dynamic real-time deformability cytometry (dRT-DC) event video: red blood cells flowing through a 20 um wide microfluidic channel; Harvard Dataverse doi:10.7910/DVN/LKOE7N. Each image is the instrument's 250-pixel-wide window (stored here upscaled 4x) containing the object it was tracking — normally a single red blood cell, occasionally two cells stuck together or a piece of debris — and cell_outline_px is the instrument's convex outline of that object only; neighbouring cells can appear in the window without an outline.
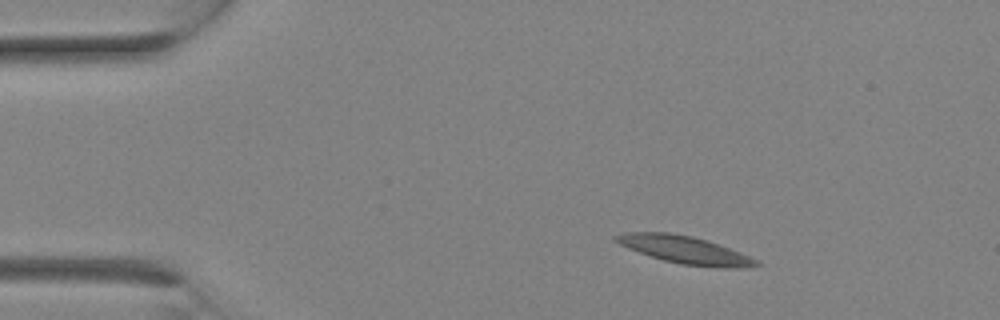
{"species": "Egyptian fruit bat (a non-hibernating species)", "species_latin": "Rousettus aegyptiacus", "temperature_condition": "room temperature", "stored_images_in_passage": 10, "camera_frame_rate_fps": 3000, "um_per_image_px": 0.085, "animal": {"sex": "female"}, "frame": {"image": 1, "passage_image": 1, "time_ms": 0.0, "image_size_px": [1000, 320], "cell_outline_px": [[760, 264], [744, 268], [724, 268], [680, 264], [664, 260], [628, 248], [612, 240], [612, 236], [624, 232], [668, 232], [692, 236], [740, 252], [760, 260]], "centroid_in_image_um": [58.2, 21.23], "position_along_channel_um": 26.8, "area_um2": 22.37}}
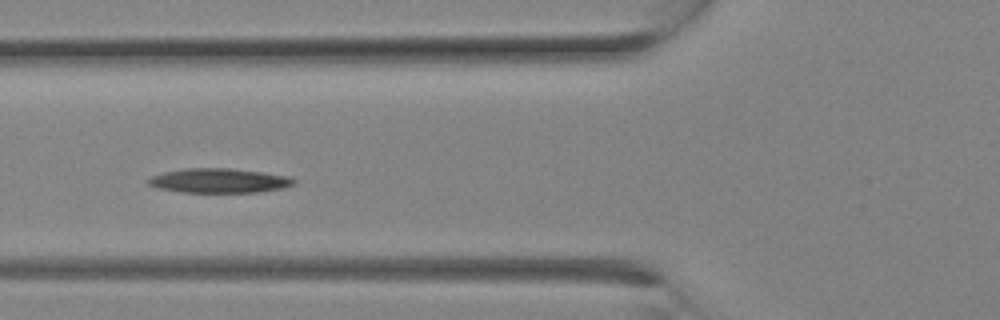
{"frame": {"image": 2, "passage_image": 7, "time_ms": 2.0, "image_size_px": [1000, 320], "cell_outline_px": [[296, 184], [284, 188], [260, 192], [184, 192], [156, 188], [148, 184], [144, 180], [152, 176], [164, 172], [184, 168], [232, 168], [292, 176], [296, 180]], "centroid_in_image_um": [18.65, 15.35], "position_along_channel_um": 107.1, "area_um2": 21.04}}
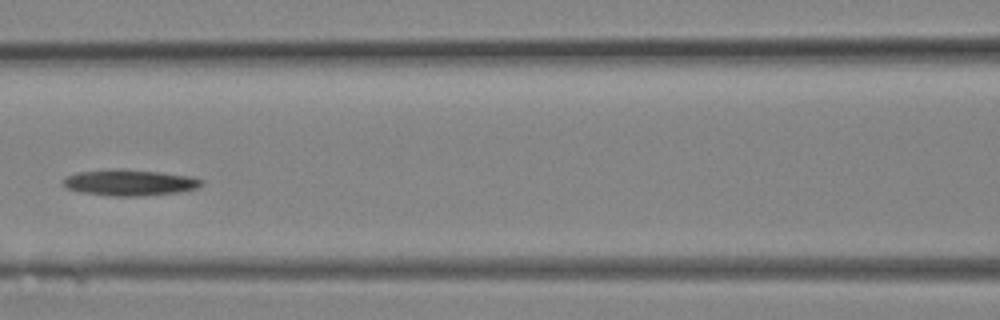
{"frame": {"image": 3, "passage_image": 9, "time_ms": 2.667, "image_size_px": [1000, 320], "cell_outline_px": [[204, 184], [196, 188], [180, 192], [140, 196], [112, 196], [84, 192], [68, 188], [60, 180], [64, 176], [76, 172], [108, 168], [124, 168], [160, 172], [192, 176], [204, 180]], "centroid_in_image_um": [11.01, 15.49], "position_along_channel_um": 155.6, "area_um2": 21.44}}